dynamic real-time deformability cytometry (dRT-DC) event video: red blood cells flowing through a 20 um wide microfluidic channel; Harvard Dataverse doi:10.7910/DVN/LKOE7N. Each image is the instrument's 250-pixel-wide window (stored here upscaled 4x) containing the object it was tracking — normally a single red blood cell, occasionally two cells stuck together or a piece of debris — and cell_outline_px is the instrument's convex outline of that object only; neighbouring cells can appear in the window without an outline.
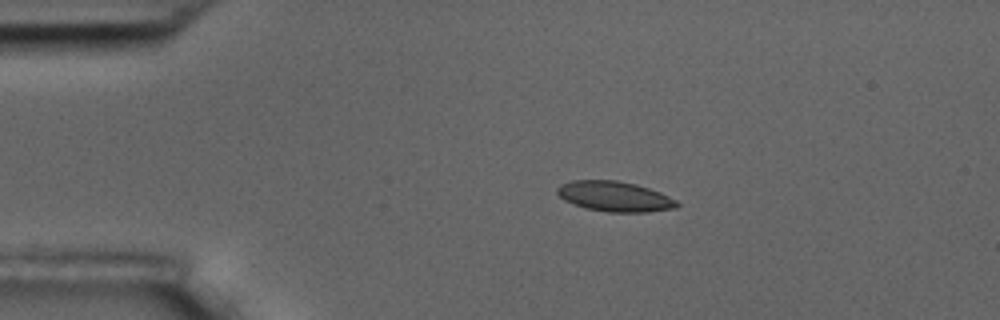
{"species": "common noctule bat (a hibernating species)", "species_latin": "Nyctalus noctula", "temperature_condition": "room temperature", "stored_images_in_passage": 9, "camera_frame_rate_fps": 3000, "um_per_image_px": 0.085, "animal": {"sex": "male", "body_mass_g": 17.5, "forearm_length_mm": 52.3}, "frame": {"image": 1, "passage_image": 1, "time_ms": 0.0, "image_size_px": [1000, 320], "cell_outline_px": [[680, 204], [676, 208], [648, 212], [608, 212], [584, 208], [564, 200], [556, 192], [556, 188], [560, 184], [572, 180], [616, 180], [636, 184], [660, 192], [676, 200]], "centroid_in_image_um": [52.23, 16.7], "position_along_channel_um": 32.8, "area_um2": 21.15}}
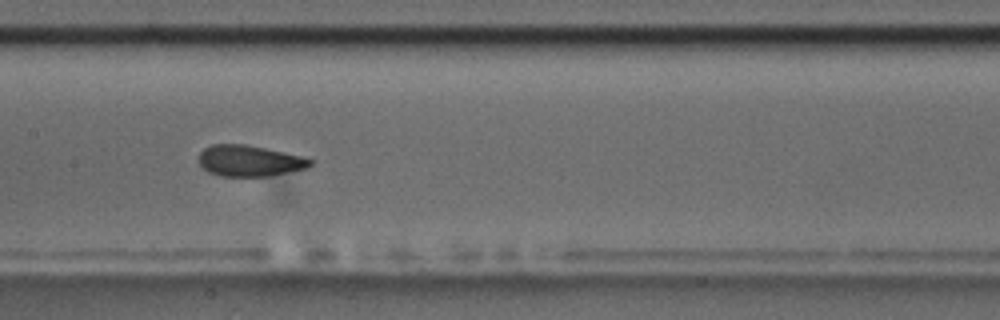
{"frame": {"image": 2, "passage_image": 6, "time_ms": 5.667, "image_size_px": [1000, 320], "cell_outline_px": [[312, 164], [308, 168], [268, 176], [220, 176], [208, 172], [196, 160], [196, 156], [204, 148], [212, 144], [244, 144], [304, 156], [312, 160]], "centroid_in_image_um": [21.17, 13.66], "position_along_channel_um": 186.2, "area_um2": 20.35}}
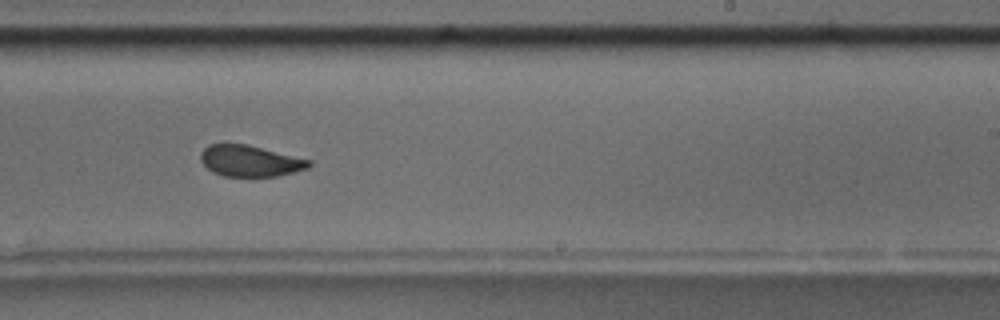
{"frame": {"image": 3, "passage_image": 8, "time_ms": 8.0, "image_size_px": [1000, 320], "cell_outline_px": [[312, 164], [308, 168], [276, 176], [224, 176], [212, 172], [200, 160], [200, 152], [208, 144], [224, 140], [248, 144], [312, 160]], "centroid_in_image_um": [21.19, 13.62], "position_along_channel_um": 267.8, "area_um2": 20.29}}